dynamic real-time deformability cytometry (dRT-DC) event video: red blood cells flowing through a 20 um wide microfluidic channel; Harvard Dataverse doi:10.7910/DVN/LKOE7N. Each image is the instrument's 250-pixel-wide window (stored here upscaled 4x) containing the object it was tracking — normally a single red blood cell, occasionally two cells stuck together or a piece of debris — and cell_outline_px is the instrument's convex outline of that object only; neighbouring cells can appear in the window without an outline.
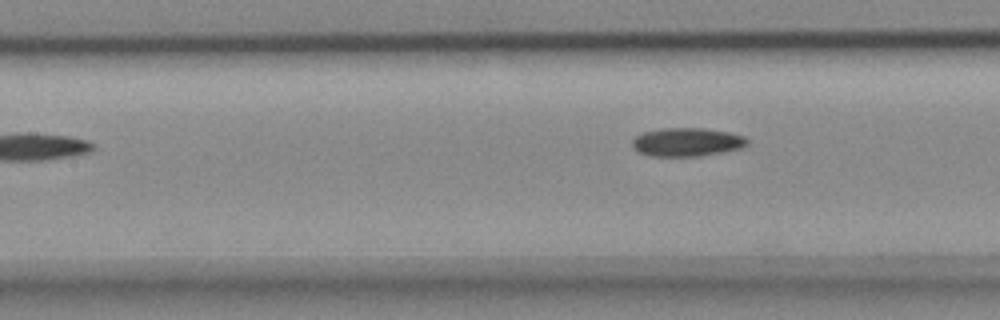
{"species": "common noctule bat (a hibernating species)", "species_latin": "Nyctalus noctula", "temperature_condition": "cold", "stored_images_in_passage": 5, "camera_frame_rate_fps": 3000, "um_per_image_px": 0.085, "animal": {"sex": "female", "body_mass_g": 18.4}, "frame": {"image": 1, "passage_image": 5, "time_ms": 1.333, "image_size_px": [1000, 320], "cell_outline_px": [[748, 144], [740, 148], [700, 156], [648, 156], [632, 148], [632, 140], [636, 136], [644, 132], [664, 128], [704, 128], [728, 132], [744, 136], [748, 140]], "centroid_in_image_um": [58.37, 12.07], "position_along_channel_um": 149.0, "area_um2": 19.02}}